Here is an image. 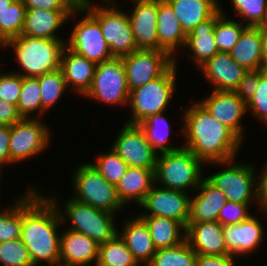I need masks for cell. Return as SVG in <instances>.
Returning a JSON list of instances; mask_svg holds the SVG:
<instances>
[{
    "instance_id": "obj_1",
    "label": "cell",
    "mask_w": 267,
    "mask_h": 266,
    "mask_svg": "<svg viewBox=\"0 0 267 266\" xmlns=\"http://www.w3.org/2000/svg\"><path fill=\"white\" fill-rule=\"evenodd\" d=\"M61 227L53 202L39 188L29 187L21 195V240L34 266H41L42 262L47 266L60 263Z\"/></svg>"
},
{
    "instance_id": "obj_2",
    "label": "cell",
    "mask_w": 267,
    "mask_h": 266,
    "mask_svg": "<svg viewBox=\"0 0 267 266\" xmlns=\"http://www.w3.org/2000/svg\"><path fill=\"white\" fill-rule=\"evenodd\" d=\"M180 130L189 149L204 164L234 159L243 142L226 126L215 120L197 100L183 112Z\"/></svg>"
},
{
    "instance_id": "obj_3",
    "label": "cell",
    "mask_w": 267,
    "mask_h": 266,
    "mask_svg": "<svg viewBox=\"0 0 267 266\" xmlns=\"http://www.w3.org/2000/svg\"><path fill=\"white\" fill-rule=\"evenodd\" d=\"M65 46L66 40L32 38L21 35L8 40L0 49L13 48L17 64L22 69L13 71L14 73L22 77L36 78L60 68Z\"/></svg>"
},
{
    "instance_id": "obj_4",
    "label": "cell",
    "mask_w": 267,
    "mask_h": 266,
    "mask_svg": "<svg viewBox=\"0 0 267 266\" xmlns=\"http://www.w3.org/2000/svg\"><path fill=\"white\" fill-rule=\"evenodd\" d=\"M47 197L58 210L62 224H65V220L66 222L69 221L68 223L71 224L70 227L66 229L82 233L98 244L105 243L118 234V224L115 220L116 214L94 208L72 197H68L67 200H64L65 203H62L64 206L60 207L61 203H58L56 194L49 195V193H47Z\"/></svg>"
},
{
    "instance_id": "obj_5",
    "label": "cell",
    "mask_w": 267,
    "mask_h": 266,
    "mask_svg": "<svg viewBox=\"0 0 267 266\" xmlns=\"http://www.w3.org/2000/svg\"><path fill=\"white\" fill-rule=\"evenodd\" d=\"M205 164L189 149H180L157 155L155 184L171 190L193 193L200 185ZM190 190V191H189Z\"/></svg>"
},
{
    "instance_id": "obj_6",
    "label": "cell",
    "mask_w": 267,
    "mask_h": 266,
    "mask_svg": "<svg viewBox=\"0 0 267 266\" xmlns=\"http://www.w3.org/2000/svg\"><path fill=\"white\" fill-rule=\"evenodd\" d=\"M177 61L160 77L129 92V119L126 123L139 124L150 115L167 111L176 91Z\"/></svg>"
},
{
    "instance_id": "obj_7",
    "label": "cell",
    "mask_w": 267,
    "mask_h": 266,
    "mask_svg": "<svg viewBox=\"0 0 267 266\" xmlns=\"http://www.w3.org/2000/svg\"><path fill=\"white\" fill-rule=\"evenodd\" d=\"M235 159L205 164V167L209 164L215 166L219 164L220 167L224 168L205 178L225 194L227 201L243 204L252 203L258 207V170L255 164L237 163Z\"/></svg>"
},
{
    "instance_id": "obj_8",
    "label": "cell",
    "mask_w": 267,
    "mask_h": 266,
    "mask_svg": "<svg viewBox=\"0 0 267 266\" xmlns=\"http://www.w3.org/2000/svg\"><path fill=\"white\" fill-rule=\"evenodd\" d=\"M74 170L71 177L73 199L113 214L123 210L125 206L117 196L116 185L99 174L90 161L79 164Z\"/></svg>"
},
{
    "instance_id": "obj_9",
    "label": "cell",
    "mask_w": 267,
    "mask_h": 266,
    "mask_svg": "<svg viewBox=\"0 0 267 266\" xmlns=\"http://www.w3.org/2000/svg\"><path fill=\"white\" fill-rule=\"evenodd\" d=\"M83 7L99 22L113 57L122 58L138 50L127 12L116 3L92 2Z\"/></svg>"
},
{
    "instance_id": "obj_10",
    "label": "cell",
    "mask_w": 267,
    "mask_h": 266,
    "mask_svg": "<svg viewBox=\"0 0 267 266\" xmlns=\"http://www.w3.org/2000/svg\"><path fill=\"white\" fill-rule=\"evenodd\" d=\"M129 87L122 58H112L96 65L91 87L83 96L106 105L128 104Z\"/></svg>"
},
{
    "instance_id": "obj_11",
    "label": "cell",
    "mask_w": 267,
    "mask_h": 266,
    "mask_svg": "<svg viewBox=\"0 0 267 266\" xmlns=\"http://www.w3.org/2000/svg\"><path fill=\"white\" fill-rule=\"evenodd\" d=\"M51 133L43 118H22L14 123L10 126V160L18 164L39 155L49 148Z\"/></svg>"
},
{
    "instance_id": "obj_12",
    "label": "cell",
    "mask_w": 267,
    "mask_h": 266,
    "mask_svg": "<svg viewBox=\"0 0 267 266\" xmlns=\"http://www.w3.org/2000/svg\"><path fill=\"white\" fill-rule=\"evenodd\" d=\"M80 13H83V18L80 16V20L72 25L74 27L66 46L96 65L114 58L99 22L83 6Z\"/></svg>"
},
{
    "instance_id": "obj_13",
    "label": "cell",
    "mask_w": 267,
    "mask_h": 266,
    "mask_svg": "<svg viewBox=\"0 0 267 266\" xmlns=\"http://www.w3.org/2000/svg\"><path fill=\"white\" fill-rule=\"evenodd\" d=\"M129 91L162 76L175 59L165 50L138 49L122 57Z\"/></svg>"
},
{
    "instance_id": "obj_14",
    "label": "cell",
    "mask_w": 267,
    "mask_h": 266,
    "mask_svg": "<svg viewBox=\"0 0 267 266\" xmlns=\"http://www.w3.org/2000/svg\"><path fill=\"white\" fill-rule=\"evenodd\" d=\"M111 148L129 167L156 168L158 154L153 150L138 124L125 122Z\"/></svg>"
},
{
    "instance_id": "obj_15",
    "label": "cell",
    "mask_w": 267,
    "mask_h": 266,
    "mask_svg": "<svg viewBox=\"0 0 267 266\" xmlns=\"http://www.w3.org/2000/svg\"><path fill=\"white\" fill-rule=\"evenodd\" d=\"M191 193L179 190L165 189L156 184L147 193L139 205L144 210L138 216H162L177 220L185 227L190 215Z\"/></svg>"
},
{
    "instance_id": "obj_16",
    "label": "cell",
    "mask_w": 267,
    "mask_h": 266,
    "mask_svg": "<svg viewBox=\"0 0 267 266\" xmlns=\"http://www.w3.org/2000/svg\"><path fill=\"white\" fill-rule=\"evenodd\" d=\"M199 102L215 120L229 128L244 142L246 135L242 119L244 120L243 117L247 114V105L235 91L212 90Z\"/></svg>"
},
{
    "instance_id": "obj_17",
    "label": "cell",
    "mask_w": 267,
    "mask_h": 266,
    "mask_svg": "<svg viewBox=\"0 0 267 266\" xmlns=\"http://www.w3.org/2000/svg\"><path fill=\"white\" fill-rule=\"evenodd\" d=\"M264 226L257 216L250 215L247 219L237 224L223 226L224 239L229 255L239 258L249 257L250 253L259 250L265 240ZM264 239V240H263Z\"/></svg>"
},
{
    "instance_id": "obj_18",
    "label": "cell",
    "mask_w": 267,
    "mask_h": 266,
    "mask_svg": "<svg viewBox=\"0 0 267 266\" xmlns=\"http://www.w3.org/2000/svg\"><path fill=\"white\" fill-rule=\"evenodd\" d=\"M132 11L127 13L138 49H157L158 0H129Z\"/></svg>"
},
{
    "instance_id": "obj_19",
    "label": "cell",
    "mask_w": 267,
    "mask_h": 266,
    "mask_svg": "<svg viewBox=\"0 0 267 266\" xmlns=\"http://www.w3.org/2000/svg\"><path fill=\"white\" fill-rule=\"evenodd\" d=\"M198 69L214 91H235L247 72L229 53L224 52L215 54Z\"/></svg>"
},
{
    "instance_id": "obj_20",
    "label": "cell",
    "mask_w": 267,
    "mask_h": 266,
    "mask_svg": "<svg viewBox=\"0 0 267 266\" xmlns=\"http://www.w3.org/2000/svg\"><path fill=\"white\" fill-rule=\"evenodd\" d=\"M78 13H80V7H76L73 11L27 9L21 35L32 38L66 40L60 38L56 33L66 21L75 19L73 17H76L75 15Z\"/></svg>"
},
{
    "instance_id": "obj_21",
    "label": "cell",
    "mask_w": 267,
    "mask_h": 266,
    "mask_svg": "<svg viewBox=\"0 0 267 266\" xmlns=\"http://www.w3.org/2000/svg\"><path fill=\"white\" fill-rule=\"evenodd\" d=\"M186 241L200 255H229L223 225L218 221L188 222Z\"/></svg>"
},
{
    "instance_id": "obj_22",
    "label": "cell",
    "mask_w": 267,
    "mask_h": 266,
    "mask_svg": "<svg viewBox=\"0 0 267 266\" xmlns=\"http://www.w3.org/2000/svg\"><path fill=\"white\" fill-rule=\"evenodd\" d=\"M60 235V263L73 266H96L99 244L90 237L70 229Z\"/></svg>"
},
{
    "instance_id": "obj_23",
    "label": "cell",
    "mask_w": 267,
    "mask_h": 266,
    "mask_svg": "<svg viewBox=\"0 0 267 266\" xmlns=\"http://www.w3.org/2000/svg\"><path fill=\"white\" fill-rule=\"evenodd\" d=\"M96 64L86 57L77 54L67 46L64 47L60 69L63 73L67 88L76 94L84 96L91 87Z\"/></svg>"
},
{
    "instance_id": "obj_24",
    "label": "cell",
    "mask_w": 267,
    "mask_h": 266,
    "mask_svg": "<svg viewBox=\"0 0 267 266\" xmlns=\"http://www.w3.org/2000/svg\"><path fill=\"white\" fill-rule=\"evenodd\" d=\"M157 35L158 50L167 51L177 61L176 51H183L187 35L167 0H158Z\"/></svg>"
},
{
    "instance_id": "obj_25",
    "label": "cell",
    "mask_w": 267,
    "mask_h": 266,
    "mask_svg": "<svg viewBox=\"0 0 267 266\" xmlns=\"http://www.w3.org/2000/svg\"><path fill=\"white\" fill-rule=\"evenodd\" d=\"M196 192L197 195H191L188 222L218 221V214L227 201L225 194L205 177Z\"/></svg>"
},
{
    "instance_id": "obj_26",
    "label": "cell",
    "mask_w": 267,
    "mask_h": 266,
    "mask_svg": "<svg viewBox=\"0 0 267 266\" xmlns=\"http://www.w3.org/2000/svg\"><path fill=\"white\" fill-rule=\"evenodd\" d=\"M221 15L222 12L219 9L211 18L200 23L187 35L183 51L185 52L186 48L190 51L189 58L198 68L219 53L213 29Z\"/></svg>"
},
{
    "instance_id": "obj_27",
    "label": "cell",
    "mask_w": 267,
    "mask_h": 266,
    "mask_svg": "<svg viewBox=\"0 0 267 266\" xmlns=\"http://www.w3.org/2000/svg\"><path fill=\"white\" fill-rule=\"evenodd\" d=\"M124 220L123 229L118 231V234L124 240L137 262L142 266H146L157 251L149 229L138 215Z\"/></svg>"
},
{
    "instance_id": "obj_28",
    "label": "cell",
    "mask_w": 267,
    "mask_h": 266,
    "mask_svg": "<svg viewBox=\"0 0 267 266\" xmlns=\"http://www.w3.org/2000/svg\"><path fill=\"white\" fill-rule=\"evenodd\" d=\"M155 185V169L128 167L123 178L116 185L119 200L124 206L134 202L140 205Z\"/></svg>"
},
{
    "instance_id": "obj_29",
    "label": "cell",
    "mask_w": 267,
    "mask_h": 266,
    "mask_svg": "<svg viewBox=\"0 0 267 266\" xmlns=\"http://www.w3.org/2000/svg\"><path fill=\"white\" fill-rule=\"evenodd\" d=\"M172 6L182 30L188 35L200 23L211 18L219 9L218 0H167Z\"/></svg>"
},
{
    "instance_id": "obj_30",
    "label": "cell",
    "mask_w": 267,
    "mask_h": 266,
    "mask_svg": "<svg viewBox=\"0 0 267 266\" xmlns=\"http://www.w3.org/2000/svg\"><path fill=\"white\" fill-rule=\"evenodd\" d=\"M262 37L259 27H246L229 54L247 71L262 69Z\"/></svg>"
},
{
    "instance_id": "obj_31",
    "label": "cell",
    "mask_w": 267,
    "mask_h": 266,
    "mask_svg": "<svg viewBox=\"0 0 267 266\" xmlns=\"http://www.w3.org/2000/svg\"><path fill=\"white\" fill-rule=\"evenodd\" d=\"M147 225L155 248L174 247L186 240V227L177 220L162 216H139Z\"/></svg>"
},
{
    "instance_id": "obj_32",
    "label": "cell",
    "mask_w": 267,
    "mask_h": 266,
    "mask_svg": "<svg viewBox=\"0 0 267 266\" xmlns=\"http://www.w3.org/2000/svg\"><path fill=\"white\" fill-rule=\"evenodd\" d=\"M169 122L165 117V113L161 112L150 115L138 124L144 131L147 141L157 154L171 152L183 147V145H172L169 141L170 130L173 128Z\"/></svg>"
},
{
    "instance_id": "obj_33",
    "label": "cell",
    "mask_w": 267,
    "mask_h": 266,
    "mask_svg": "<svg viewBox=\"0 0 267 266\" xmlns=\"http://www.w3.org/2000/svg\"><path fill=\"white\" fill-rule=\"evenodd\" d=\"M96 266H141L117 234L113 239L99 244Z\"/></svg>"
},
{
    "instance_id": "obj_34",
    "label": "cell",
    "mask_w": 267,
    "mask_h": 266,
    "mask_svg": "<svg viewBox=\"0 0 267 266\" xmlns=\"http://www.w3.org/2000/svg\"><path fill=\"white\" fill-rule=\"evenodd\" d=\"M17 109L22 118H42L46 111L42 108L41 89L37 78L22 77V88ZM37 116H35V114Z\"/></svg>"
},
{
    "instance_id": "obj_35",
    "label": "cell",
    "mask_w": 267,
    "mask_h": 266,
    "mask_svg": "<svg viewBox=\"0 0 267 266\" xmlns=\"http://www.w3.org/2000/svg\"><path fill=\"white\" fill-rule=\"evenodd\" d=\"M196 252L185 240L174 247L158 249L146 266H196Z\"/></svg>"
},
{
    "instance_id": "obj_36",
    "label": "cell",
    "mask_w": 267,
    "mask_h": 266,
    "mask_svg": "<svg viewBox=\"0 0 267 266\" xmlns=\"http://www.w3.org/2000/svg\"><path fill=\"white\" fill-rule=\"evenodd\" d=\"M222 15L217 19L214 26V37L219 52L229 53L237 43L246 26L231 17L227 18L226 12L221 8Z\"/></svg>"
},
{
    "instance_id": "obj_37",
    "label": "cell",
    "mask_w": 267,
    "mask_h": 266,
    "mask_svg": "<svg viewBox=\"0 0 267 266\" xmlns=\"http://www.w3.org/2000/svg\"><path fill=\"white\" fill-rule=\"evenodd\" d=\"M26 7L22 0H14L0 16V48L11 39L21 36Z\"/></svg>"
},
{
    "instance_id": "obj_38",
    "label": "cell",
    "mask_w": 267,
    "mask_h": 266,
    "mask_svg": "<svg viewBox=\"0 0 267 266\" xmlns=\"http://www.w3.org/2000/svg\"><path fill=\"white\" fill-rule=\"evenodd\" d=\"M36 78L41 89L42 108L48 112L63 97L65 91L68 89L63 73L59 68Z\"/></svg>"
},
{
    "instance_id": "obj_39",
    "label": "cell",
    "mask_w": 267,
    "mask_h": 266,
    "mask_svg": "<svg viewBox=\"0 0 267 266\" xmlns=\"http://www.w3.org/2000/svg\"><path fill=\"white\" fill-rule=\"evenodd\" d=\"M110 149V150H109ZM91 164L109 183L117 185L128 169V165L110 147L108 151L96 156Z\"/></svg>"
},
{
    "instance_id": "obj_40",
    "label": "cell",
    "mask_w": 267,
    "mask_h": 266,
    "mask_svg": "<svg viewBox=\"0 0 267 266\" xmlns=\"http://www.w3.org/2000/svg\"><path fill=\"white\" fill-rule=\"evenodd\" d=\"M12 201L0 213V242L21 238V196Z\"/></svg>"
},
{
    "instance_id": "obj_41",
    "label": "cell",
    "mask_w": 267,
    "mask_h": 266,
    "mask_svg": "<svg viewBox=\"0 0 267 266\" xmlns=\"http://www.w3.org/2000/svg\"><path fill=\"white\" fill-rule=\"evenodd\" d=\"M238 20L246 27H259L262 23L267 7V0H231Z\"/></svg>"
},
{
    "instance_id": "obj_42",
    "label": "cell",
    "mask_w": 267,
    "mask_h": 266,
    "mask_svg": "<svg viewBox=\"0 0 267 266\" xmlns=\"http://www.w3.org/2000/svg\"><path fill=\"white\" fill-rule=\"evenodd\" d=\"M0 264L2 266H34L21 238L0 242Z\"/></svg>"
},
{
    "instance_id": "obj_43",
    "label": "cell",
    "mask_w": 267,
    "mask_h": 266,
    "mask_svg": "<svg viewBox=\"0 0 267 266\" xmlns=\"http://www.w3.org/2000/svg\"><path fill=\"white\" fill-rule=\"evenodd\" d=\"M247 112L267 126V76L259 69V83L253 97L246 103Z\"/></svg>"
},
{
    "instance_id": "obj_44",
    "label": "cell",
    "mask_w": 267,
    "mask_h": 266,
    "mask_svg": "<svg viewBox=\"0 0 267 266\" xmlns=\"http://www.w3.org/2000/svg\"><path fill=\"white\" fill-rule=\"evenodd\" d=\"M5 72L0 71V99L17 106L22 88V76L12 71Z\"/></svg>"
},
{
    "instance_id": "obj_45",
    "label": "cell",
    "mask_w": 267,
    "mask_h": 266,
    "mask_svg": "<svg viewBox=\"0 0 267 266\" xmlns=\"http://www.w3.org/2000/svg\"><path fill=\"white\" fill-rule=\"evenodd\" d=\"M249 208L250 204L226 201L218 214V222L223 226L240 223L252 214Z\"/></svg>"
},
{
    "instance_id": "obj_46",
    "label": "cell",
    "mask_w": 267,
    "mask_h": 266,
    "mask_svg": "<svg viewBox=\"0 0 267 266\" xmlns=\"http://www.w3.org/2000/svg\"><path fill=\"white\" fill-rule=\"evenodd\" d=\"M26 9L73 11L76 6L70 0H22Z\"/></svg>"
},
{
    "instance_id": "obj_47",
    "label": "cell",
    "mask_w": 267,
    "mask_h": 266,
    "mask_svg": "<svg viewBox=\"0 0 267 266\" xmlns=\"http://www.w3.org/2000/svg\"><path fill=\"white\" fill-rule=\"evenodd\" d=\"M259 83V70L247 71L235 90L246 103L253 97Z\"/></svg>"
},
{
    "instance_id": "obj_48",
    "label": "cell",
    "mask_w": 267,
    "mask_h": 266,
    "mask_svg": "<svg viewBox=\"0 0 267 266\" xmlns=\"http://www.w3.org/2000/svg\"><path fill=\"white\" fill-rule=\"evenodd\" d=\"M237 257L232 255H200L197 254L196 266H237Z\"/></svg>"
},
{
    "instance_id": "obj_49",
    "label": "cell",
    "mask_w": 267,
    "mask_h": 266,
    "mask_svg": "<svg viewBox=\"0 0 267 266\" xmlns=\"http://www.w3.org/2000/svg\"><path fill=\"white\" fill-rule=\"evenodd\" d=\"M10 143V126L0 125V173L3 170V166L14 163L10 160L9 153Z\"/></svg>"
},
{
    "instance_id": "obj_50",
    "label": "cell",
    "mask_w": 267,
    "mask_h": 266,
    "mask_svg": "<svg viewBox=\"0 0 267 266\" xmlns=\"http://www.w3.org/2000/svg\"><path fill=\"white\" fill-rule=\"evenodd\" d=\"M21 119L16 105L0 99V125L12 126Z\"/></svg>"
},
{
    "instance_id": "obj_51",
    "label": "cell",
    "mask_w": 267,
    "mask_h": 266,
    "mask_svg": "<svg viewBox=\"0 0 267 266\" xmlns=\"http://www.w3.org/2000/svg\"><path fill=\"white\" fill-rule=\"evenodd\" d=\"M264 169L261 174L257 175V184H258V209L260 213L262 212L264 217L267 215V162L263 167Z\"/></svg>"
},
{
    "instance_id": "obj_52",
    "label": "cell",
    "mask_w": 267,
    "mask_h": 266,
    "mask_svg": "<svg viewBox=\"0 0 267 266\" xmlns=\"http://www.w3.org/2000/svg\"><path fill=\"white\" fill-rule=\"evenodd\" d=\"M262 37V66L267 63V29H260Z\"/></svg>"
},
{
    "instance_id": "obj_53",
    "label": "cell",
    "mask_w": 267,
    "mask_h": 266,
    "mask_svg": "<svg viewBox=\"0 0 267 266\" xmlns=\"http://www.w3.org/2000/svg\"><path fill=\"white\" fill-rule=\"evenodd\" d=\"M14 0H0V16L1 14L8 9Z\"/></svg>"
},
{
    "instance_id": "obj_54",
    "label": "cell",
    "mask_w": 267,
    "mask_h": 266,
    "mask_svg": "<svg viewBox=\"0 0 267 266\" xmlns=\"http://www.w3.org/2000/svg\"><path fill=\"white\" fill-rule=\"evenodd\" d=\"M259 28L260 29H267V7H266L264 19H263L262 23L260 24Z\"/></svg>"
},
{
    "instance_id": "obj_55",
    "label": "cell",
    "mask_w": 267,
    "mask_h": 266,
    "mask_svg": "<svg viewBox=\"0 0 267 266\" xmlns=\"http://www.w3.org/2000/svg\"><path fill=\"white\" fill-rule=\"evenodd\" d=\"M76 7H82L85 5V0H70Z\"/></svg>"
},
{
    "instance_id": "obj_56",
    "label": "cell",
    "mask_w": 267,
    "mask_h": 266,
    "mask_svg": "<svg viewBox=\"0 0 267 266\" xmlns=\"http://www.w3.org/2000/svg\"><path fill=\"white\" fill-rule=\"evenodd\" d=\"M262 72L263 74H265L267 76V63H265L263 66H262Z\"/></svg>"
},
{
    "instance_id": "obj_57",
    "label": "cell",
    "mask_w": 267,
    "mask_h": 266,
    "mask_svg": "<svg viewBox=\"0 0 267 266\" xmlns=\"http://www.w3.org/2000/svg\"><path fill=\"white\" fill-rule=\"evenodd\" d=\"M50 266H73V265H67V264H63V263H56Z\"/></svg>"
},
{
    "instance_id": "obj_58",
    "label": "cell",
    "mask_w": 267,
    "mask_h": 266,
    "mask_svg": "<svg viewBox=\"0 0 267 266\" xmlns=\"http://www.w3.org/2000/svg\"><path fill=\"white\" fill-rule=\"evenodd\" d=\"M103 1L102 3H115V0H100Z\"/></svg>"
},
{
    "instance_id": "obj_59",
    "label": "cell",
    "mask_w": 267,
    "mask_h": 266,
    "mask_svg": "<svg viewBox=\"0 0 267 266\" xmlns=\"http://www.w3.org/2000/svg\"><path fill=\"white\" fill-rule=\"evenodd\" d=\"M1 174H2V172L0 173V178L2 179ZM1 179H0V183H1ZM0 185H1V184H0ZM0 197H1V196H0ZM6 208H7V207H5V208H3V209L1 210V207H0V213H1L2 211H4Z\"/></svg>"
},
{
    "instance_id": "obj_60",
    "label": "cell",
    "mask_w": 267,
    "mask_h": 266,
    "mask_svg": "<svg viewBox=\"0 0 267 266\" xmlns=\"http://www.w3.org/2000/svg\"><path fill=\"white\" fill-rule=\"evenodd\" d=\"M91 3H92L91 0H85V5H89V4H91Z\"/></svg>"
}]
</instances>
